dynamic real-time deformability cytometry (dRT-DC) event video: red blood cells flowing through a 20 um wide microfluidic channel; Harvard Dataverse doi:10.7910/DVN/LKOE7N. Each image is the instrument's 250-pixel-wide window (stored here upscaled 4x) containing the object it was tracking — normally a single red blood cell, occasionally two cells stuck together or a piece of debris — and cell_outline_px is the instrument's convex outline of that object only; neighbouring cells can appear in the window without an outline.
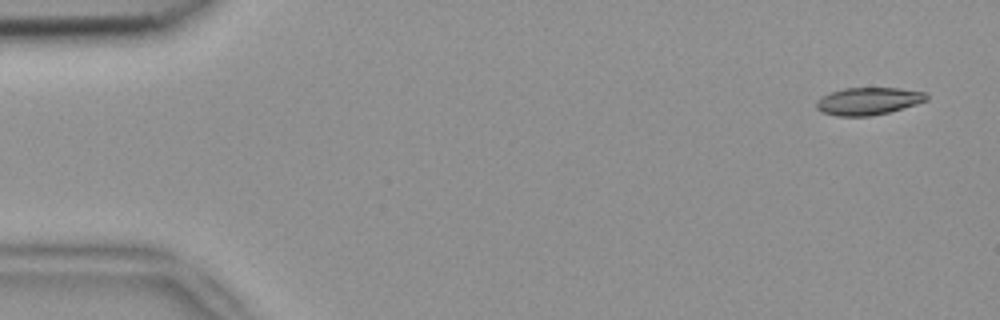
{"species": "common noctule bat (a hibernating species)", "species_latin": "Nyctalus noctula", "temperature_condition": "room temperature", "stored_images_in_passage": 5, "camera_frame_rate_fps": 3000, "um_per_image_px": 0.085, "animal": {"sex": "female", "body_mass_g": 18.4}, "frame": {"image": 1, "passage_image": 1, "time_ms": 0.0, "image_size_px": [1000, 320], "cell_outline_px": [[928, 100], [916, 104], [888, 112], [868, 116], [836, 116], [820, 112], [816, 108], [816, 100], [820, 96], [844, 88], [900, 88], [924, 92], [928, 96]], "centroid_in_image_um": [73.76, 8.59], "position_along_channel_um": 11.2, "area_um2": 17.63}}
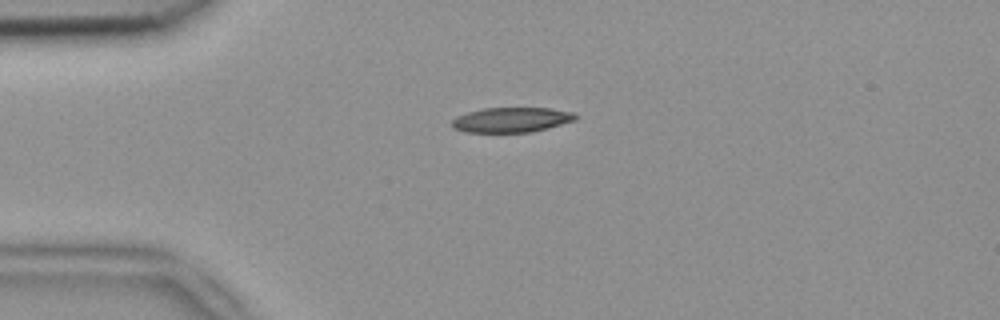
{"frame": {"image": 2, "passage_image": 4, "time_ms": 1.0, "image_size_px": [1000, 320], "cell_outline_px": [[580, 116], [576, 120], [548, 128], [532, 132], [464, 132], [452, 128], [452, 120], [456, 116], [468, 112], [484, 108], [552, 108], [576, 112]], "centroid_in_image_um": [43.53, 10.18], "position_along_channel_um": 41.5, "area_um2": 18.21}}